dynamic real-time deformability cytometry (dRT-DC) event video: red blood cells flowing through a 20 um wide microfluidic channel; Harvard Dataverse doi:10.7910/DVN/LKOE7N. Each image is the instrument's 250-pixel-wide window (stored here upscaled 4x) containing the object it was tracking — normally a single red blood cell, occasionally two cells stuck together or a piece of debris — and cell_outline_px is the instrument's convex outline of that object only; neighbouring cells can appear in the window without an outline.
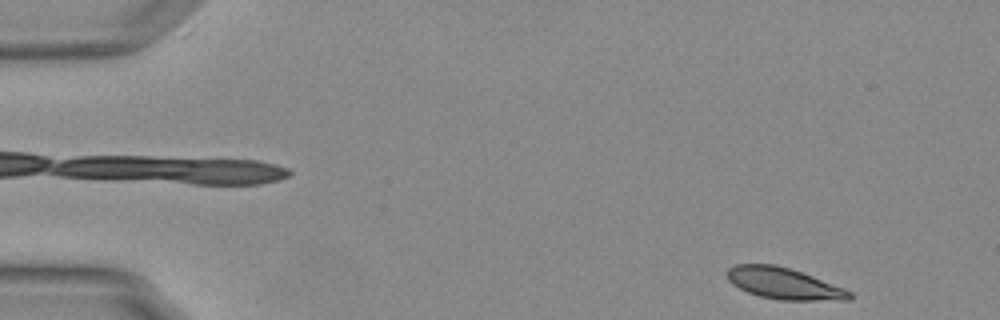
{"species": "Egyptian fruit bat (a non-hibernating species)", "species_latin": "Rousettus aegyptiacus", "temperature_condition": "warm", "stored_images_in_passage": 51, "camera_frame_rate_fps": 3000, "um_per_image_px": 0.085, "animal": {"sex": "female"}, "frame": {"image": 1, "passage_image": 1, "time_ms": 0.0, "image_size_px": [1000, 320], "cell_outline_px": [[852, 296], [848, 300], [780, 300], [760, 296], [748, 292], [732, 284], [728, 280], [724, 272], [728, 268], [736, 264], [772, 264], [788, 268], [812, 276], [844, 288], [852, 292]], "centroid_in_image_um": [66.59, 24.09], "position_along_channel_um": 18.4, "area_um2": 22.25}}
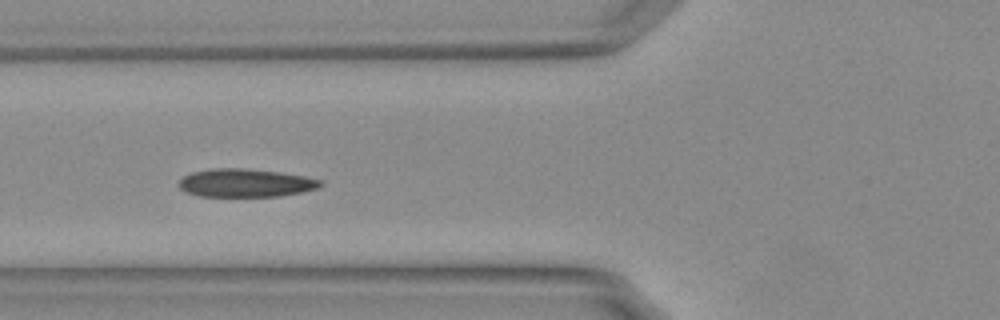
{"frame": {"image": 2, "passage_image": 17, "time_ms": 5.333, "image_size_px": [1000, 320], "cell_outline_px": [[324, 184], [316, 188], [300, 192], [280, 196], [200, 196], [184, 192], [176, 184], [184, 176], [192, 172], [212, 168], [240, 168], [280, 172], [304, 176], [324, 180]], "centroid_in_image_um": [20.85, 15.55], "position_along_channel_um": 105.0, "area_um2": 23.29}}
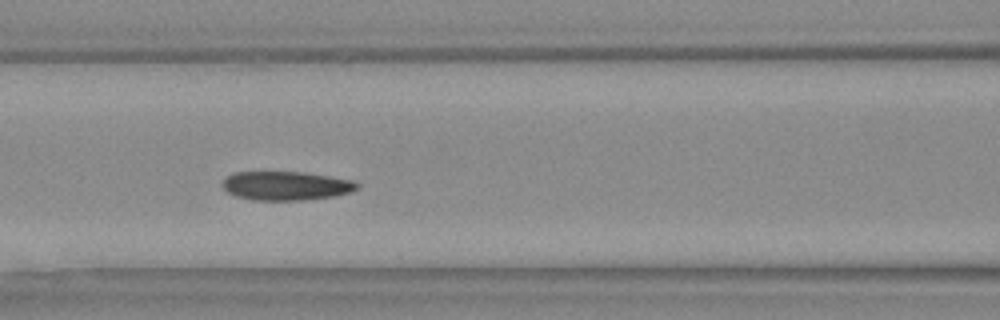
{"frame": {"image": 3, "passage_image": 20, "time_ms": 6.333, "image_size_px": [1000, 320], "cell_outline_px": [[360, 188], [352, 192], [336, 196], [304, 200], [252, 200], [236, 196], [228, 192], [220, 184], [232, 172], [300, 172], [328, 176], [352, 180], [360, 184]], "centroid_in_image_um": [24.34, 15.8], "position_along_channel_um": 142.3, "area_um2": 22.77}, "authors_computed_cell_mechanics": {"area_um2": 23.12, "velocity_mm_per_s": 3.7179, "shape_relaxation_time_tau1_ms": 7.6714, "shape_relaxation_time_tau2_ms": null, "deformation_change_tau1": 0.163, "deformation_change_tau2": null}}